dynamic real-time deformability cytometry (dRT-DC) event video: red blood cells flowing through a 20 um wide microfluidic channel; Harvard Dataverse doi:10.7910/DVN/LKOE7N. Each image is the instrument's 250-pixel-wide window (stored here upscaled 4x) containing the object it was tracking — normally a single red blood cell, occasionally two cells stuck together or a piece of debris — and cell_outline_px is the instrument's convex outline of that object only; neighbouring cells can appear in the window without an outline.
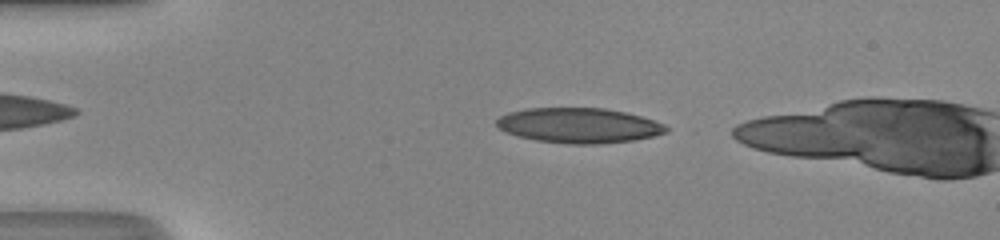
{"species": "human", "species_latin": "Homo sapiens", "temperature_condition": "room temperature", "stored_images_in_passage": 9, "camera_frame_rate_fps": 3000, "um_per_image_px": 0.085, "donor": {"sex": "male"}, "frame": {"image": 1, "passage_image": 4, "time_ms": 1.0, "image_size_px": [1000, 240], "cell_outline_px": [[668, 132], [652, 136], [632, 140], [596, 144], [572, 144], [536, 140], [520, 136], [508, 132], [500, 128], [496, 124], [496, 120], [500, 116], [508, 112], [528, 108], [604, 108], [624, 112], [640, 116], [664, 124], [668, 128]], "centroid_in_image_um": [49.2, 10.65], "position_along_channel_um": 35.8, "area_um2": 34.28}}